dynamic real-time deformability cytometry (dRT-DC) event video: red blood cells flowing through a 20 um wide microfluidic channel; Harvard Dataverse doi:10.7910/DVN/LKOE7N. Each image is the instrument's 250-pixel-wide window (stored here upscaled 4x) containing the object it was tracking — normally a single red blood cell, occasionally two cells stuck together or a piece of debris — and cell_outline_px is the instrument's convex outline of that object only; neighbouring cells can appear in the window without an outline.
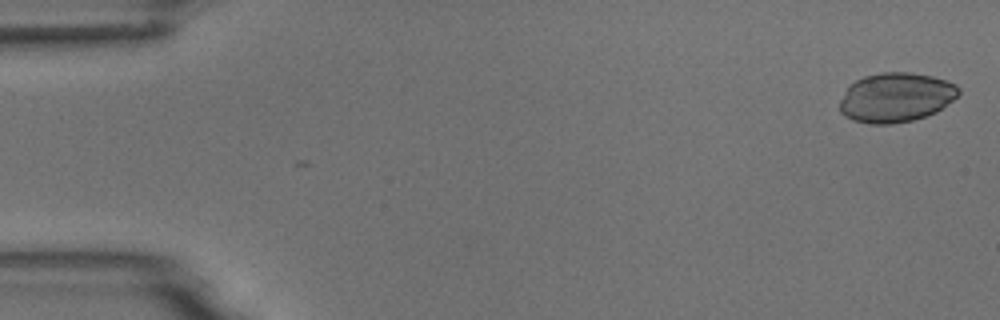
{"species": "common noctule bat (a hibernating species)", "species_latin": "Nyctalus noctula", "temperature_condition": "room temperature", "stored_images_in_passage": 5, "camera_frame_rate_fps": 3000, "um_per_image_px": 0.085, "animal": {"sex": "male", "body_mass_g": 18.8}, "frame": {"image": 1, "passage_image": 1, "time_ms": 0.0, "image_size_px": [1000, 320], "cell_outline_px": [[960, 92], [952, 100], [936, 112], [912, 120], [892, 124], [872, 124], [852, 120], [844, 116], [840, 112], [840, 100], [848, 88], [856, 80], [864, 76], [880, 72], [908, 72], [932, 76], [956, 84], [960, 88]], "centroid_in_image_um": [76.14, 8.28], "position_along_channel_um": 8.9, "area_um2": 34.1}}